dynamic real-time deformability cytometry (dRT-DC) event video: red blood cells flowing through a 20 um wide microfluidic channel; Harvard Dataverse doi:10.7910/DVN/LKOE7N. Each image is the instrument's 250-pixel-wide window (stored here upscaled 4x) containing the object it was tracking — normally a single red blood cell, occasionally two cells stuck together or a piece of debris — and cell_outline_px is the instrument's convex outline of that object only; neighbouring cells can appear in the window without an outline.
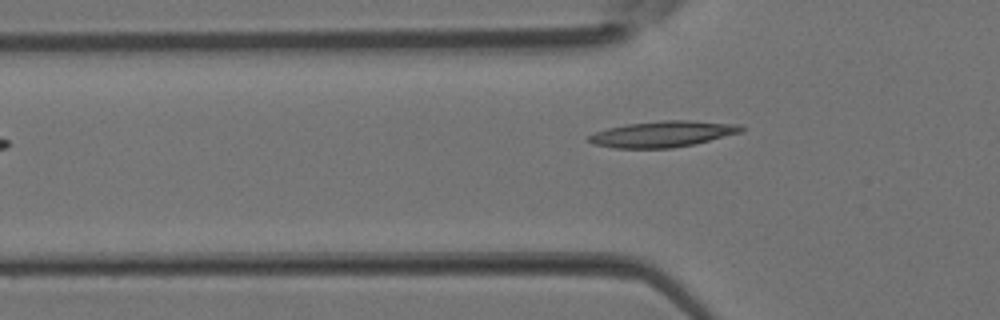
{"species": "Egyptian fruit bat (a non-hibernating species)", "species_latin": "Rousettus aegyptiacus", "temperature_condition": "room temperature", "stored_images_in_passage": 4, "camera_frame_rate_fps": 3000, "um_per_image_px": 0.085, "animal": {"sex": "female"}, "frame": {"image": 1, "passage_image": 4, "time_ms": 1.0, "image_size_px": [1000, 320], "cell_outline_px": [[744, 128], [740, 132], [696, 144], [672, 148], [612, 148], [592, 144], [588, 140], [588, 136], [596, 132], [608, 128], [624, 124], [664, 120], [692, 120], [740, 124]], "centroid_in_image_um": [56.32, 11.39], "position_along_channel_um": 69.5, "area_um2": 23.24}}